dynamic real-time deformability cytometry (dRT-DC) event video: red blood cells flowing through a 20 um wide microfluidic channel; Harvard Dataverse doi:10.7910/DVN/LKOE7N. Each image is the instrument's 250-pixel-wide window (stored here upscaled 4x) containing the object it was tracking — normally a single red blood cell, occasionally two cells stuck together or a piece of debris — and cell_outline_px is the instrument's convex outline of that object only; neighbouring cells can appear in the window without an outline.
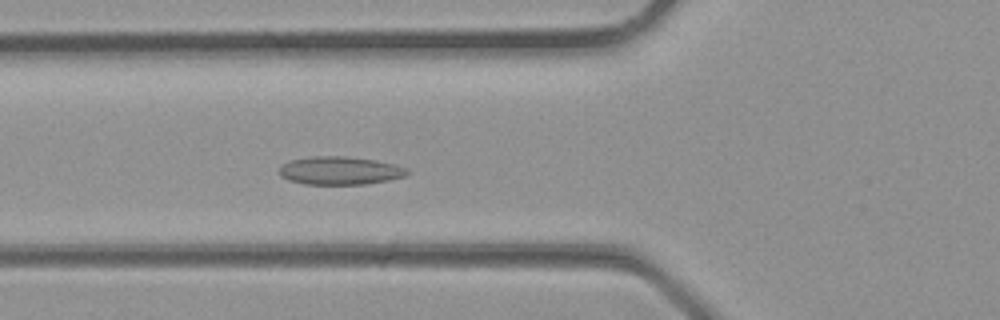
{"species": "common noctule bat (a hibernating species)", "species_latin": "Nyctalus noctula", "temperature_condition": "room temperature", "stored_images_in_passage": 33, "camera_frame_rate_fps": 3000, "um_per_image_px": 0.085, "animal": {"sex": "male", "body_mass_g": 23.1, "forearm_length_mm": 52.7}, "frame": {"image": 1, "passage_image": 12, "time_ms": 3.667, "image_size_px": [1000, 320], "cell_outline_px": [[412, 172], [404, 176], [388, 180], [364, 184], [304, 184], [288, 180], [280, 176], [280, 164], [288, 160], [312, 156], [348, 156], [376, 160], [396, 164], [408, 168]], "centroid_in_image_um": [28.89, 14.49], "position_along_channel_um": 96.9, "area_um2": 21.27}}
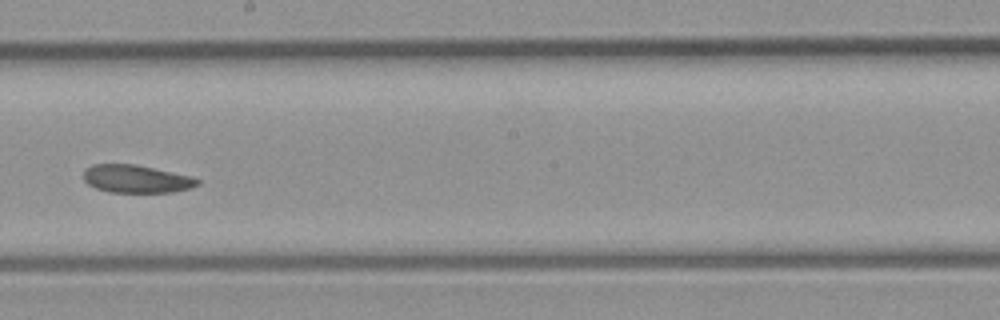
{"frame": {"image": 2, "passage_image": 19, "time_ms": 6.0, "image_size_px": [1000, 320], "cell_outline_px": [[200, 184], [188, 188], [172, 192], [108, 192], [96, 188], [88, 184], [84, 180], [84, 168], [92, 164], [136, 164], [192, 176], [200, 180]], "centroid_in_image_um": [11.57, 15.2], "position_along_channel_um": 236.6, "area_um2": 18.55}}
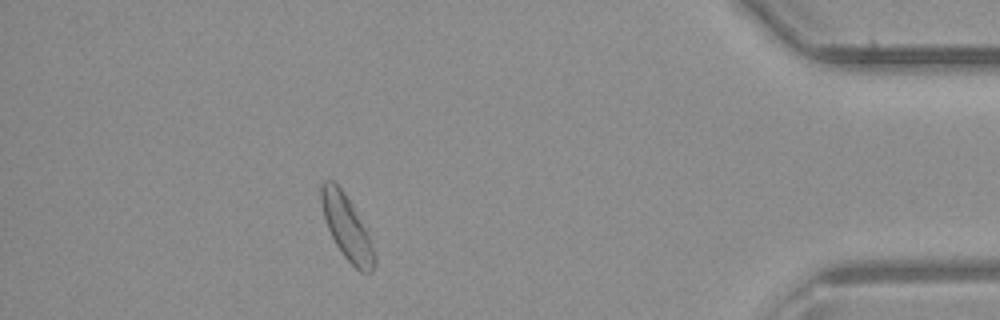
{"frame": {"image": 3, "passage_image": 30, "time_ms": 9.667, "image_size_px": [1000, 320], "cell_outline_px": [[376, 264], [372, 272], [360, 272], [344, 256], [336, 244], [328, 228], [324, 216], [320, 200], [320, 180], [332, 180], [344, 192], [352, 204], [368, 236], [376, 256]], "centroid_in_image_um": [29.46, 19.31], "position_along_channel_um": 405.7, "area_um2": 19.54}}